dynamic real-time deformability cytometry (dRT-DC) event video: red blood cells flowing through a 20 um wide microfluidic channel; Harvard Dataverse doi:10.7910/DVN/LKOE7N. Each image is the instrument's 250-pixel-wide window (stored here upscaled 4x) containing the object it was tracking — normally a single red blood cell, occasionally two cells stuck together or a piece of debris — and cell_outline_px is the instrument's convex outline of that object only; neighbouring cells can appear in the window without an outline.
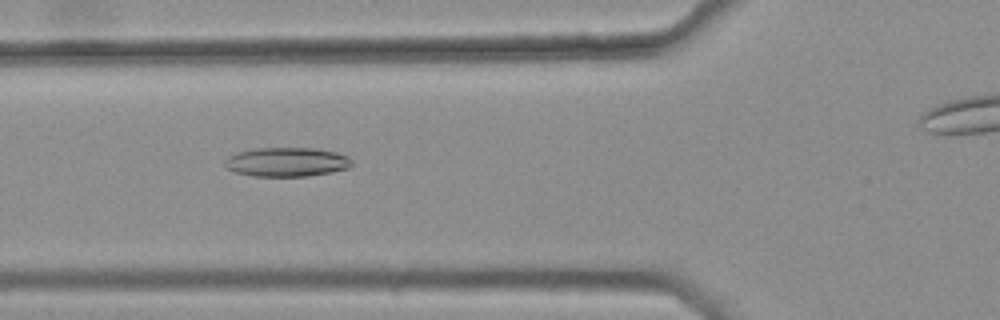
{"species": "common noctule bat (a hibernating species)", "species_latin": "Nyctalus noctula", "temperature_condition": "warm", "stored_images_in_passage": 42, "camera_frame_rate_fps": 3000, "um_per_image_px": 0.085, "animal": {"sex": "female", "body_mass_g": 25.1}, "frame": {"image": 1, "passage_image": 14, "time_ms": 4.333, "image_size_px": [1000, 320], "cell_outline_px": [[352, 164], [348, 168], [332, 172], [308, 176], [252, 176], [236, 172], [228, 168], [224, 164], [224, 160], [228, 156], [236, 152], [252, 148], [316, 148], [336, 152], [348, 156], [352, 160]], "centroid_in_image_um": [24.37, 13.76], "position_along_channel_um": 101.4, "area_um2": 21.73}}
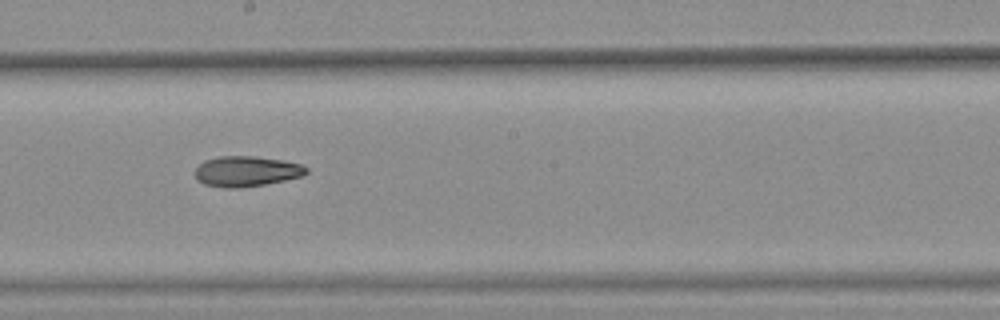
{"frame": {"image": 2, "passage_image": 24, "time_ms": 7.667, "image_size_px": [1000, 320], "cell_outline_px": [[308, 172], [304, 176], [264, 184], [240, 188], [224, 188], [204, 184], [196, 180], [196, 168], [204, 160], [220, 156], [252, 156], [284, 160], [300, 164], [308, 168]], "centroid_in_image_um": [20.95, 14.56], "position_along_channel_um": 227.2, "area_um2": 19.77}}
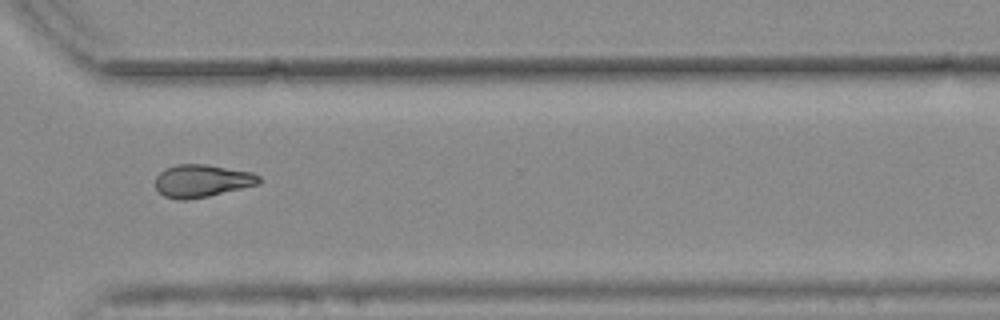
{"frame": {"image": 3, "passage_image": 34, "time_ms": 11.0, "image_size_px": [1000, 320], "cell_outline_px": [[260, 184], [208, 196], [184, 200], [176, 200], [164, 196], [156, 188], [156, 176], [164, 168], [176, 164], [204, 164], [252, 172], [260, 176]], "centroid_in_image_um": [17.15, 15.37], "position_along_channel_um": 353.4, "area_um2": 19.71}}